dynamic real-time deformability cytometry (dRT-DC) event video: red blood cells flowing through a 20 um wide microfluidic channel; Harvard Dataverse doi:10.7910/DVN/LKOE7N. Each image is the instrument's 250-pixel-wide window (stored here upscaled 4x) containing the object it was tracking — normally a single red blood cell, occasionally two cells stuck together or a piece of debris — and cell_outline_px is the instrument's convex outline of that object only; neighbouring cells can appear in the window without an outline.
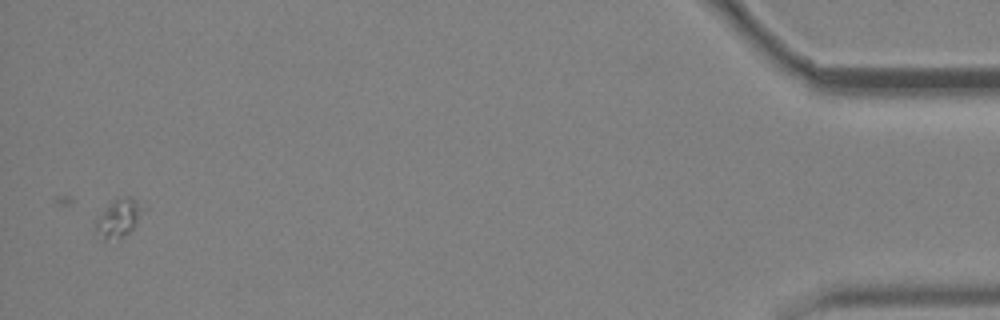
{"species": "common noctule bat (a hibernating species)", "species_latin": "Nyctalus noctula", "temperature_condition": "cold", "stored_images_in_passage": 14, "camera_frame_rate_fps": 3000, "um_per_image_px": 0.085, "animal": {"sex": "male", "body_mass_g": 19.2, "forearm_length_mm": 51.8}, "frame": {"image": 1, "passage_image": 14, "time_ms": 4.333, "image_size_px": [1000, 320], "cell_outline_px": [[148, 208], [132, 228], [120, 240], [104, 240], [92, 232], [92, 228], [96, 220], [112, 200], [116, 196], [132, 196]], "centroid_in_image_um": [10.09, 18.53], "position_along_channel_um": 425.1, "area_um2": 11.21}}